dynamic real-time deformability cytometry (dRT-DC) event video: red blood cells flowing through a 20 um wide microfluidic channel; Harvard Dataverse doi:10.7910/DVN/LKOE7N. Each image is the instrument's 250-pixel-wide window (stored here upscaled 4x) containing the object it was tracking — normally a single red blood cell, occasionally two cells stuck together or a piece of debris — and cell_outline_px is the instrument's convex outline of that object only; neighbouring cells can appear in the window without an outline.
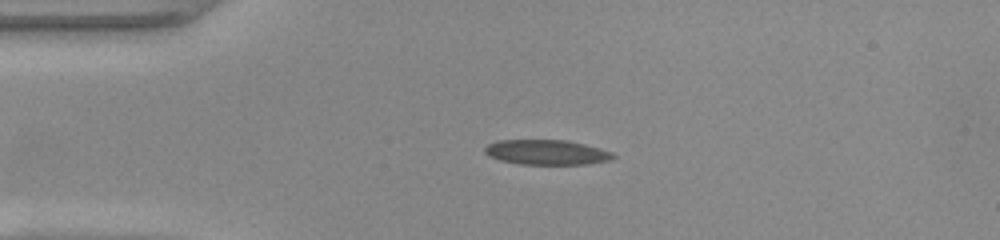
{"species": "common noctule bat (a hibernating species)", "species_latin": "Nyctalus noctula", "temperature_condition": "warm", "stored_images_in_passage": 39, "camera_frame_rate_fps": 3000, "um_per_image_px": 0.085, "animal": {"sex": "female", "body_mass_g": 22.0, "forearm_length_mm": 56.7}, "frame": {"image": 1, "passage_image": 1, "time_ms": 0.0, "image_size_px": [1000, 240], "cell_outline_px": [[616, 156], [612, 160], [588, 164], [520, 164], [500, 160], [488, 156], [484, 152], [484, 148], [488, 144], [496, 140], [568, 140], [600, 148], [612, 152]], "centroid_in_image_um": [46.47, 12.94], "position_along_channel_um": 38.5, "area_um2": 18.79}}
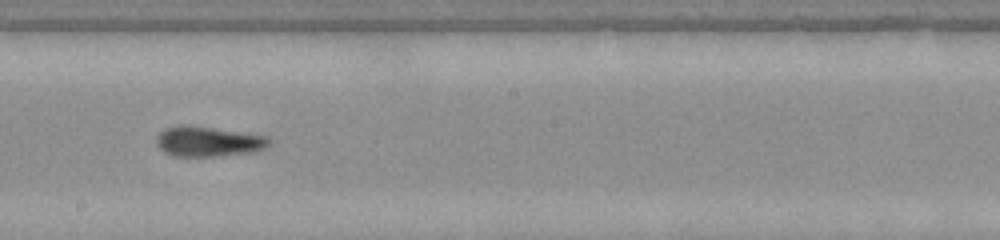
{"frame": {"image": 2, "passage_image": 17, "time_ms": 5.333, "image_size_px": [1000, 240], "cell_outline_px": [[272, 144], [256, 152], [216, 156], [176, 156], [164, 152], [156, 144], [156, 136], [164, 128], [180, 124], [184, 124], [268, 136], [272, 140]], "centroid_in_image_um": [17.71, 12.02], "position_along_channel_um": 230.5, "area_um2": 19.94}}
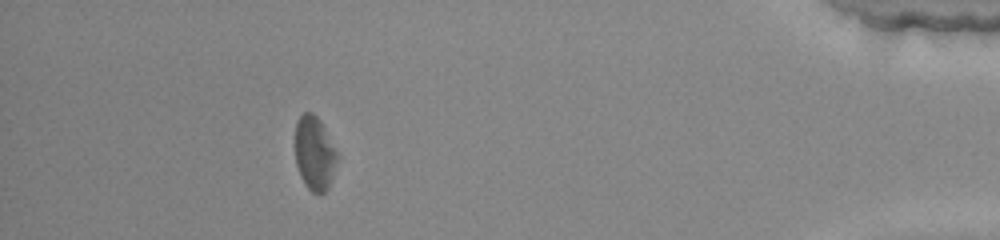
{"frame": {"image": 3, "passage_image": 34, "time_ms": 11.0, "image_size_px": [1000, 240], "cell_outline_px": [[336, 160], [332, 176], [328, 188], [320, 196], [312, 192], [304, 184], [300, 176], [296, 164], [296, 120], [304, 112], [312, 112], [320, 120], [336, 152]], "centroid_in_image_um": [26.7, 13.05], "position_along_channel_um": 408.5, "area_um2": 17.8}, "authors_computed_cell_mechanics": {"area_um2": 19.363, "velocity_mm_per_s": 4.1506, "shape_relaxation_time_tau1_ms": 6.4498, "shape_relaxation_time_tau2_ms": 3.2633, "deformation_change_tau1": 0.1781, "deformation_change_tau2": 0.0914}}